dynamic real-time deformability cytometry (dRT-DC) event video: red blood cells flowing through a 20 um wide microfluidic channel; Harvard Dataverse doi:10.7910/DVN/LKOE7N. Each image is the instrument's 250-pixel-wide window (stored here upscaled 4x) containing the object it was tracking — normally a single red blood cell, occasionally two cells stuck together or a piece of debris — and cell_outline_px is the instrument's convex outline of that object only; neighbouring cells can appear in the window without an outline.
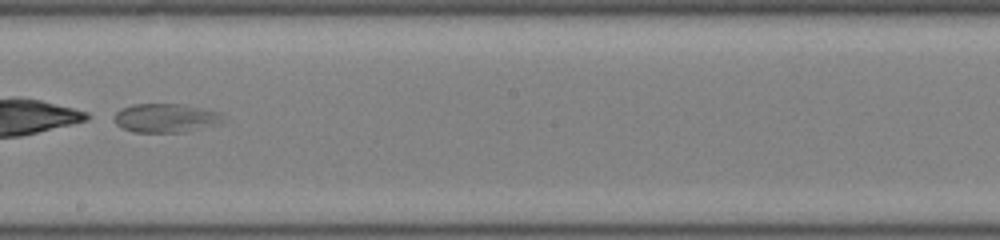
{"species": "common noctule bat (a hibernating species)", "species_latin": "Nyctalus noctula", "temperature_condition": "room temperature", "stored_images_in_passage": 36, "camera_frame_rate_fps": 3000, "um_per_image_px": 0.085, "animal": {"sex": "male", "body_mass_g": 19.0, "forearm_length_mm": 50.8}, "frame": {"image": 1, "passage_image": 16, "time_ms": 5.0, "image_size_px": [1000, 240], "cell_outline_px": [[224, 120], [216, 124], [184, 132], [132, 132], [116, 124], [108, 116], [120, 108], [132, 104], [180, 104], [220, 112]], "centroid_in_image_um": [13.96, 10.02], "position_along_channel_um": 234.2, "area_um2": 18.44}}
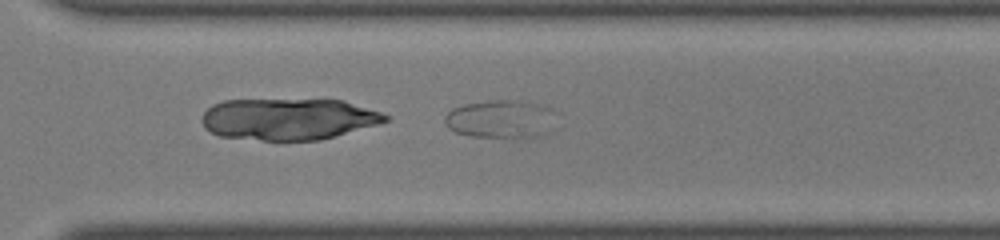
{"frame": {"image": 2, "passage_image": 23, "time_ms": 7.333, "image_size_px": [1000, 240], "cell_outline_px": [[552, 108], [544, 136], [524, 140], [468, 136], [456, 132], [448, 128], [444, 120], [444, 116], [452, 108], [464, 104], [492, 100], [528, 100], [544, 104]], "centroid_in_image_um": [42.51, 10.14], "position_along_channel_um": 328.1, "area_um2": 25.32}}